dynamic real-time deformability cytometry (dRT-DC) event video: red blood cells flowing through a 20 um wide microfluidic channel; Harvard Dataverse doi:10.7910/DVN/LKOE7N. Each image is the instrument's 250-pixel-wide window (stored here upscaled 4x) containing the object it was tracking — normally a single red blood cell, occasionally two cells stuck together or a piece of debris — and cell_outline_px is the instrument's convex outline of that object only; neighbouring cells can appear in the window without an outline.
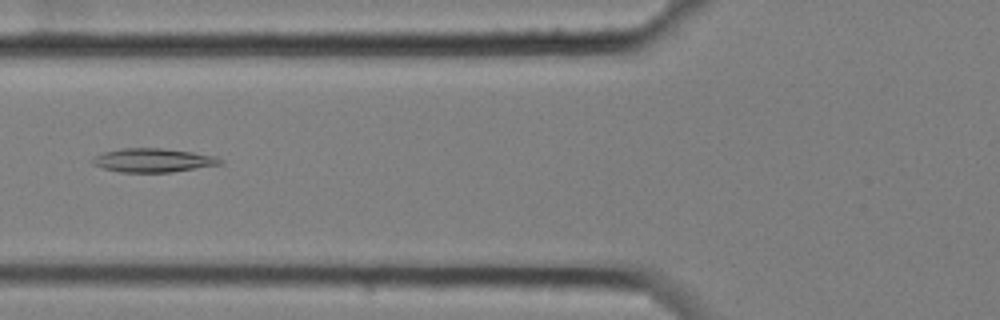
{"species": "common noctule bat (a hibernating species)", "species_latin": "Nyctalus noctula", "temperature_condition": "cold", "stored_images_in_passage": 7, "camera_frame_rate_fps": 3000, "um_per_image_px": 0.085, "animal": {"sex": "female", "body_mass_g": 25.1}, "frame": {"image": 1, "passage_image": 7, "time_ms": 2.0, "image_size_px": [1000, 320], "cell_outline_px": [[224, 164], [172, 172], [120, 172], [104, 168], [92, 164], [92, 160], [96, 156], [104, 152], [124, 148], [164, 148], [192, 152], [216, 156], [224, 160]], "centroid_in_image_um": [13.08, 13.62], "position_along_channel_um": 112.7, "area_um2": 17.69}}